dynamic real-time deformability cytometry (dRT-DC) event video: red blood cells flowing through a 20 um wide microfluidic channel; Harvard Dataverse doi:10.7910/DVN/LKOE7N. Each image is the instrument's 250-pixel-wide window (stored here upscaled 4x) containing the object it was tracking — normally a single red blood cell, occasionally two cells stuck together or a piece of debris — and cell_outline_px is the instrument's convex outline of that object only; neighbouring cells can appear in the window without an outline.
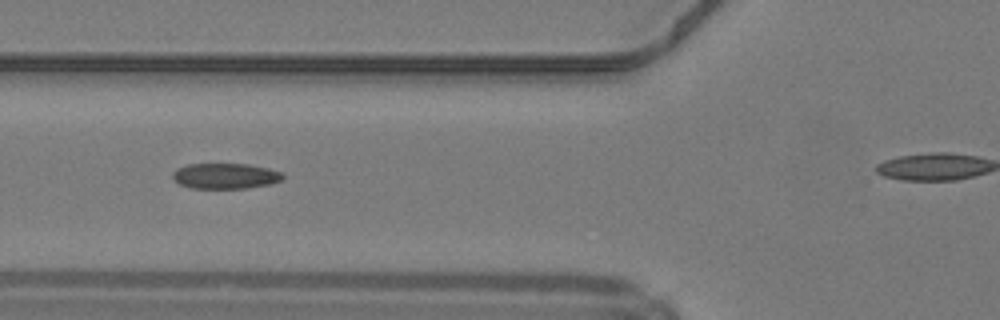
{"species": "common noctule bat (a hibernating species)", "species_latin": "Nyctalus noctula", "temperature_condition": "warm", "stored_images_in_passage": 32, "camera_frame_rate_fps": 3000, "um_per_image_px": 0.085, "animal": {"sex": "male", "body_mass_g": 19.2, "forearm_length_mm": 51.8}, "frame": {"image": 1, "passage_image": 8, "time_ms": 2.333, "image_size_px": [1000, 320], "cell_outline_px": [[284, 176], [280, 180], [268, 184], [244, 188], [192, 188], [180, 184], [172, 180], [172, 172], [176, 168], [188, 164], [248, 164], [268, 168], [280, 172]], "centroid_in_image_um": [19.08, 14.95], "position_along_channel_um": 106.7, "area_um2": 16.3}, "authors_computed_cell_mechanics": {"area_um2": 16.8776, "velocity_mm_per_s": 4.2478, "shape_relaxation_time_tau1_ms": null, "shape_relaxation_time_tau2_ms": 2.2566, "deformation_change_tau1": null, "deformation_change_tau2": 0.0904}}